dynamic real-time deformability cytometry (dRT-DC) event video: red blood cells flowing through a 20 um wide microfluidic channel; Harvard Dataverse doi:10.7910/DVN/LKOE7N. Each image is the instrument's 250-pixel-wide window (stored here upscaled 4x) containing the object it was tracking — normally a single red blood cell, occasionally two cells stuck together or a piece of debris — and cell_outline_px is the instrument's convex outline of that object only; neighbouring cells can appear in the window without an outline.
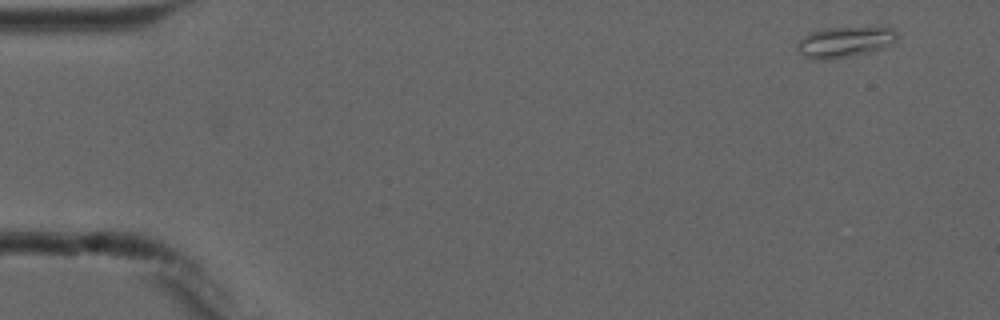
{"species": "common noctule bat (a hibernating species)", "species_latin": "Nyctalus noctula", "temperature_condition": "cold", "stored_images_in_passage": 5, "camera_frame_rate_fps": 3000, "um_per_image_px": 0.085, "animal": {"sex": "male", "forearm_length_mm": 52.5}, "frame": {"image": 1, "passage_image": 1, "time_ms": 0.0, "image_size_px": [1000, 320], "cell_outline_px": [[896, 40], [892, 44], [884, 48], [868, 52], [848, 56], [820, 60], [812, 60], [804, 56], [796, 48], [796, 44], [804, 36], [820, 28], [876, 24], [880, 24], [892, 28], [896, 32]], "centroid_in_image_um": [71.86, 3.5], "position_along_channel_um": 13.1, "area_um2": 18.67}}